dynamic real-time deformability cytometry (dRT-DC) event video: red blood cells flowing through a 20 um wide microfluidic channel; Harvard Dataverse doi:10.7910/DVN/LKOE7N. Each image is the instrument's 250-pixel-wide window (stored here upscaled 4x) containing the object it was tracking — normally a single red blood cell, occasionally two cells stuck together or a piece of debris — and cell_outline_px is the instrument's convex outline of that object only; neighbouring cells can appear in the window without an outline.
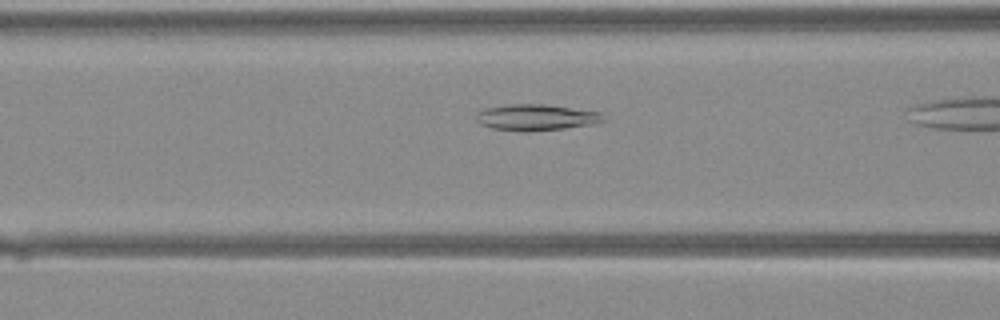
{"species": "Egyptian fruit bat (a non-hibernating species)", "species_latin": "Rousettus aegyptiacus", "temperature_condition": "warm", "stored_images_in_passage": 23, "camera_frame_rate_fps": 3000, "um_per_image_px": 0.085, "animal": {"sex": "female"}, "frame": {"image": 1, "passage_image": 7, "time_ms": 2.0, "image_size_px": [1000, 320], "cell_outline_px": [[604, 120], [596, 124], [564, 128], [528, 132], [524, 132], [492, 128], [480, 124], [476, 120], [476, 112], [484, 108], [508, 104], [544, 104], [604, 112]], "centroid_in_image_um": [45.58, 9.97], "position_along_channel_um": 121.0, "area_um2": 19.71}}
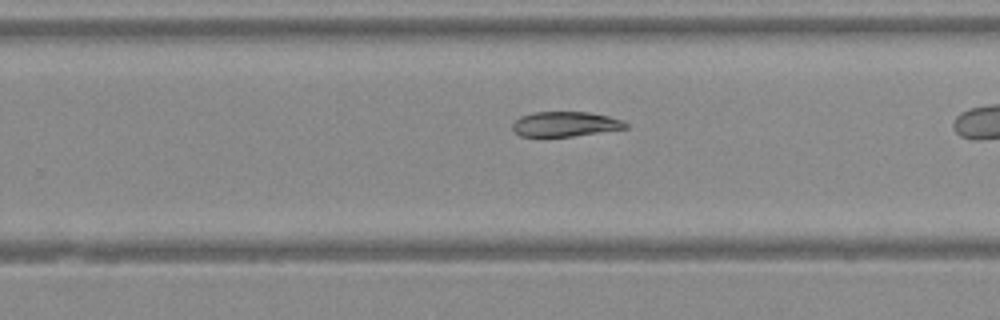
{"frame": {"image": 2, "passage_image": 17, "time_ms": 5.333, "image_size_px": [1000, 320], "cell_outline_px": [[628, 128], [572, 136], [520, 136], [512, 128], [512, 124], [520, 116], [536, 112], [588, 112], [608, 116], [620, 120], [628, 124]], "centroid_in_image_um": [48.04, 10.54], "position_along_channel_um": 281.8, "area_um2": 16.18}}
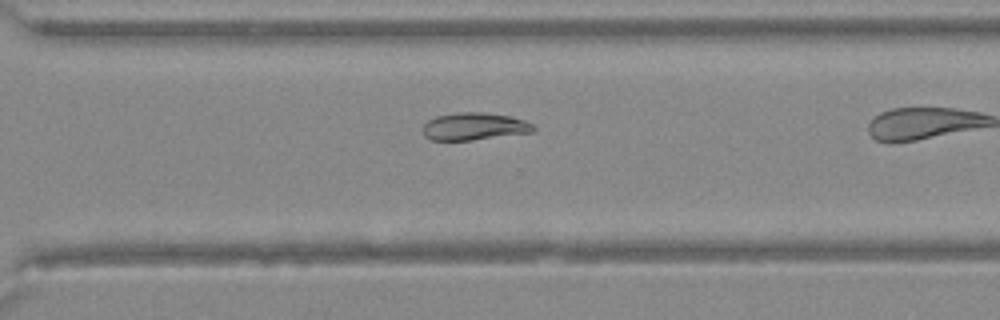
{"frame": {"image": 3, "passage_image": 20, "time_ms": 6.333, "image_size_px": [1000, 320], "cell_outline_px": [[536, 128], [532, 132], [472, 140], [432, 140], [424, 136], [424, 124], [428, 120], [436, 116], [460, 112], [484, 112], [508, 116], [524, 120], [532, 124]], "centroid_in_image_um": [40.3, 10.74], "position_along_channel_um": 330.3, "area_um2": 17.51}}